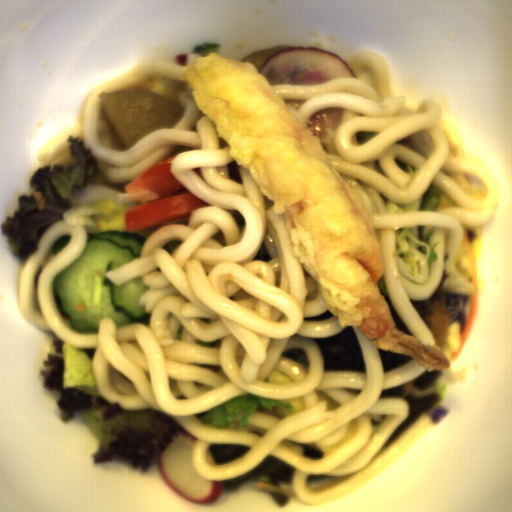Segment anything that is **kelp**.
<instances>
[{
	"label": "kelp",
	"mask_w": 512,
	"mask_h": 512,
	"mask_svg": "<svg viewBox=\"0 0 512 512\" xmlns=\"http://www.w3.org/2000/svg\"><path fill=\"white\" fill-rule=\"evenodd\" d=\"M295 470L297 469L287 462L269 454L261 464L245 475L230 480H220V486L221 490L230 491L239 484L249 481L277 482L292 486L291 478Z\"/></svg>",
	"instance_id": "obj_3"
},
{
	"label": "kelp",
	"mask_w": 512,
	"mask_h": 512,
	"mask_svg": "<svg viewBox=\"0 0 512 512\" xmlns=\"http://www.w3.org/2000/svg\"><path fill=\"white\" fill-rule=\"evenodd\" d=\"M442 371L428 369L420 376L392 389L383 390L381 397H399L406 400L410 406L405 420L390 435L384 444L390 445L402 434L422 413L428 412L436 405L437 397L434 388Z\"/></svg>",
	"instance_id": "obj_1"
},
{
	"label": "kelp",
	"mask_w": 512,
	"mask_h": 512,
	"mask_svg": "<svg viewBox=\"0 0 512 512\" xmlns=\"http://www.w3.org/2000/svg\"><path fill=\"white\" fill-rule=\"evenodd\" d=\"M322 354L324 370L366 371L361 343L352 326L340 334L315 339Z\"/></svg>",
	"instance_id": "obj_2"
},
{
	"label": "kelp",
	"mask_w": 512,
	"mask_h": 512,
	"mask_svg": "<svg viewBox=\"0 0 512 512\" xmlns=\"http://www.w3.org/2000/svg\"><path fill=\"white\" fill-rule=\"evenodd\" d=\"M250 447L236 444H211L206 452L208 463H219L244 455Z\"/></svg>",
	"instance_id": "obj_4"
},
{
	"label": "kelp",
	"mask_w": 512,
	"mask_h": 512,
	"mask_svg": "<svg viewBox=\"0 0 512 512\" xmlns=\"http://www.w3.org/2000/svg\"><path fill=\"white\" fill-rule=\"evenodd\" d=\"M282 355L296 360L309 368V357L302 348L293 347L282 352Z\"/></svg>",
	"instance_id": "obj_6"
},
{
	"label": "kelp",
	"mask_w": 512,
	"mask_h": 512,
	"mask_svg": "<svg viewBox=\"0 0 512 512\" xmlns=\"http://www.w3.org/2000/svg\"><path fill=\"white\" fill-rule=\"evenodd\" d=\"M384 373L413 359V356H405L397 352L379 350Z\"/></svg>",
	"instance_id": "obj_5"
}]
</instances>
